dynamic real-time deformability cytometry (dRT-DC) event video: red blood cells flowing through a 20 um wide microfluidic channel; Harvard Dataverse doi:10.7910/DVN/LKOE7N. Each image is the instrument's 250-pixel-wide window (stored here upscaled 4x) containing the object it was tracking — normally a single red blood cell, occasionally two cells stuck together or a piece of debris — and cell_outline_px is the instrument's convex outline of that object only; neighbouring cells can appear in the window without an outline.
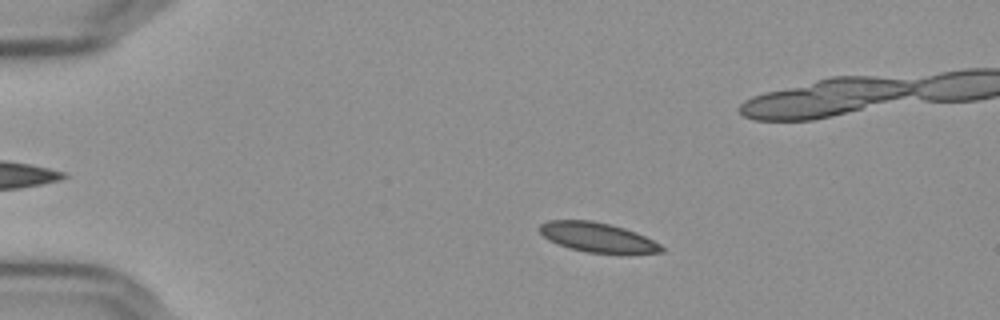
{"species": "Egyptian fruit bat (a non-hibernating species)", "species_latin": "Rousettus aegyptiacus", "temperature_condition": "cold", "stored_images_in_passage": 57, "camera_frame_rate_fps": 3000, "um_per_image_px": 0.085, "frame": {"image": 1, "passage_image": 11, "time_ms": 3.333, "image_size_px": [1000, 320], "cell_outline_px": [[664, 252], [588, 252], [568, 248], [548, 240], [540, 232], [540, 224], [548, 220], [592, 220], [624, 228], [636, 232], [660, 244], [664, 248]], "centroid_in_image_um": [50.73, 20.15], "position_along_channel_um": 34.3, "area_um2": 20.52}}
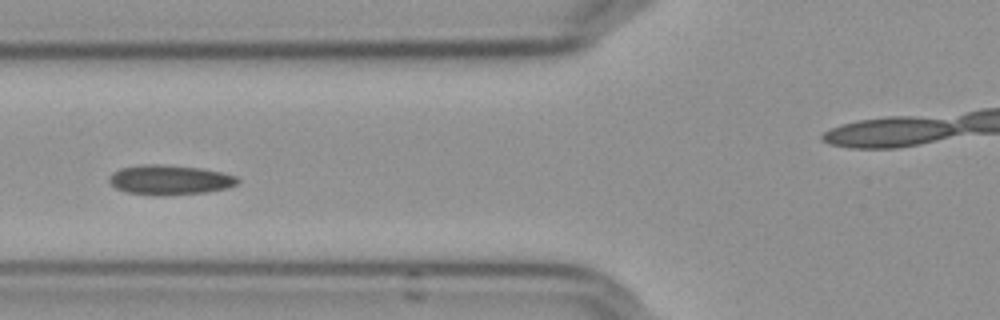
{"frame": {"image": 2, "passage_image": 22, "time_ms": 7.0, "image_size_px": [1000, 320], "cell_outline_px": [[240, 180], [236, 184], [228, 188], [208, 192], [164, 196], [156, 196], [124, 192], [116, 188], [108, 180], [108, 176], [112, 172], [120, 168], [144, 164], [164, 164], [200, 168], [220, 172], [236, 176]], "centroid_in_image_um": [14.4, 15.3], "position_along_channel_um": 111.4, "area_um2": 22.6}}
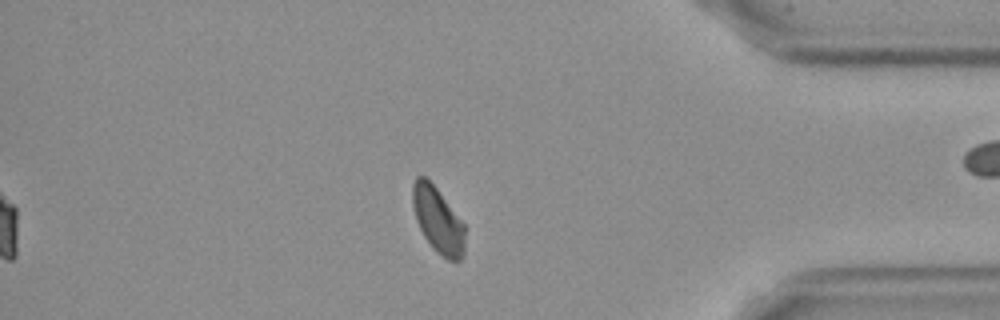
{"frame": {"image": 3, "passage_image": 48, "time_ms": 15.667, "image_size_px": [1000, 320], "cell_outline_px": [[464, 256], [460, 260], [448, 260], [432, 248], [424, 236], [416, 220], [412, 204], [412, 184], [416, 176], [424, 176], [436, 188], [464, 224]], "centroid_in_image_um": [37.2, 18.71], "position_along_channel_um": 398.0, "area_um2": 19.83}}